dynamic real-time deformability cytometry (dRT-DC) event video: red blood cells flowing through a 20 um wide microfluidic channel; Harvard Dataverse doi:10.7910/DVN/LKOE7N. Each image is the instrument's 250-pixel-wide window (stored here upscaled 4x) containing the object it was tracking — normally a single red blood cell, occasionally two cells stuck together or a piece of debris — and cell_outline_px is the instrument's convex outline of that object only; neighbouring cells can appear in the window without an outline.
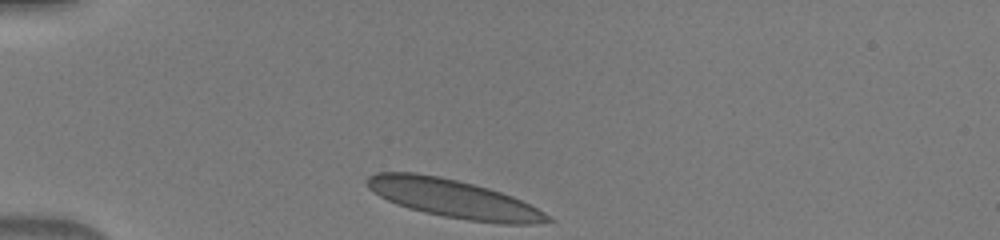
{"species": "human", "species_latin": "Homo sapiens", "temperature_condition": "warm", "stored_images_in_passage": 32, "camera_frame_rate_fps": 3000, "um_per_image_px": 0.085, "donor": {"sex": "male"}, "frame": {"image": 1, "passage_image": 1, "time_ms": 0.0, "image_size_px": [1000, 240], "cell_outline_px": [[556, 220], [532, 224], [504, 224], [468, 220], [444, 216], [424, 212], [408, 208], [396, 204], [372, 192], [364, 184], [364, 180], [368, 176], [376, 172], [416, 172], [440, 176], [488, 188], [512, 196], [544, 212]], "centroid_in_image_um": [38.49, 16.87], "position_along_channel_um": 46.5, "area_um2": 40.23}}
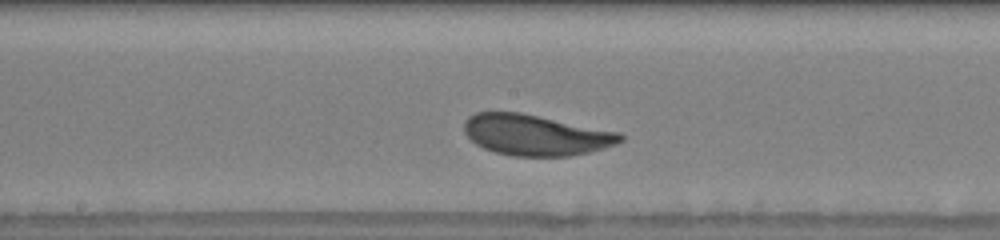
{"frame": {"image": 2, "passage_image": 15, "time_ms": 4.667, "image_size_px": [1000, 240], "cell_outline_px": [[624, 140], [616, 144], [588, 152], [568, 156], [512, 156], [496, 152], [484, 148], [476, 144], [464, 132], [464, 120], [468, 116], [476, 112], [520, 112], [620, 132], [624, 136]], "centroid_in_image_um": [45.52, 11.46], "position_along_channel_um": 202.7, "area_um2": 37.11}}
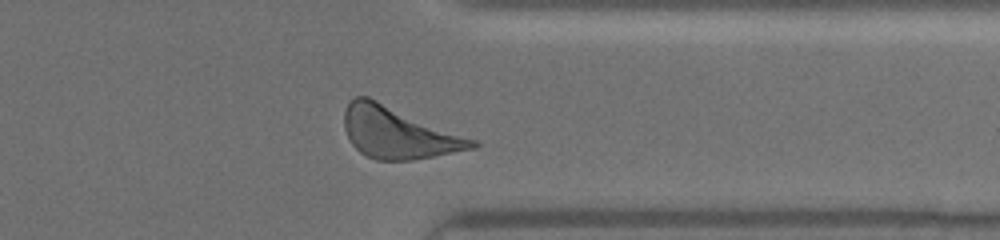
{"frame": {"image": 3, "passage_image": 28, "time_ms": 9.0, "image_size_px": [1000, 240], "cell_outline_px": [[480, 144], [476, 148], [412, 160], [376, 160], [360, 152], [352, 144], [344, 128], [344, 112], [348, 104], [356, 96], [368, 96], [476, 140]], "centroid_in_image_um": [33.85, 11.28], "position_along_channel_um": 377.6, "area_um2": 38.09}}